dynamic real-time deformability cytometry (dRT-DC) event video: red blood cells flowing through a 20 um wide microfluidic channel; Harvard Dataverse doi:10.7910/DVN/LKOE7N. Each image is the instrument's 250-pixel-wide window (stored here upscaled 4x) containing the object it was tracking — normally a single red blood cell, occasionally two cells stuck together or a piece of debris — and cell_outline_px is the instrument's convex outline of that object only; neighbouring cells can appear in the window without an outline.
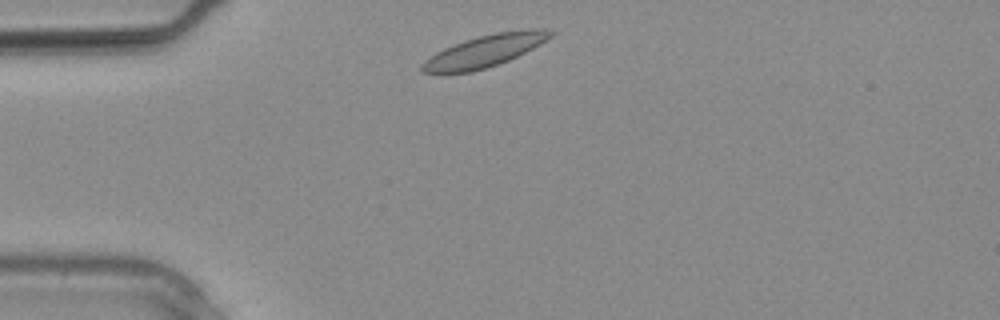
{"species": "common noctule bat (a hibernating species)", "species_latin": "Nyctalus noctula", "temperature_condition": "warm", "stored_images_in_passage": 6, "camera_frame_rate_fps": 3000, "um_per_image_px": 0.085, "animal": {"sex": "male", "body_mass_g": 20.4}, "frame": {"image": 1, "passage_image": 1, "time_ms": 0.0, "image_size_px": [1000, 320], "cell_outline_px": [[556, 32], [552, 36], [540, 44], [508, 60], [472, 72], [444, 76], [440, 76], [420, 72], [420, 64], [424, 60], [436, 52], [444, 48], [464, 40], [496, 32]], "centroid_in_image_um": [40.91, 4.45], "position_along_channel_um": 44.1, "area_um2": 23.41}}